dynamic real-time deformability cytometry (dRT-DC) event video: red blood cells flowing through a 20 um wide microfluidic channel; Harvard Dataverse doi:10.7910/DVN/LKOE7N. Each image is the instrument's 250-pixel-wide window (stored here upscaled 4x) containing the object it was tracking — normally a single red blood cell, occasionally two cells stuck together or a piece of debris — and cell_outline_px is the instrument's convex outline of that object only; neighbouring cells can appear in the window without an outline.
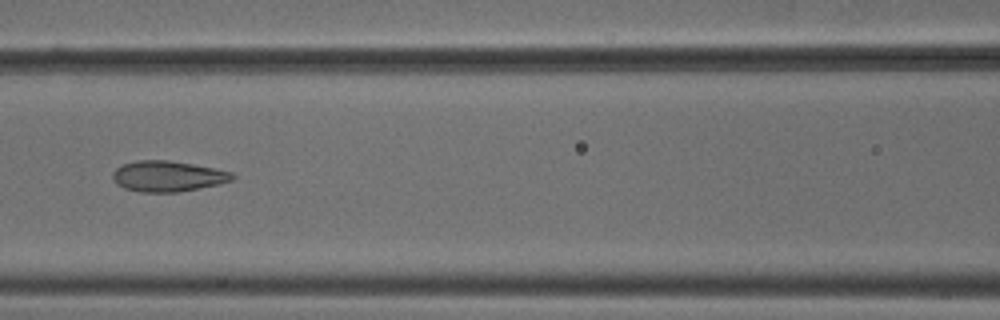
{"species": "common noctule bat (a hibernating species)", "species_latin": "Nyctalus noctula", "temperature_condition": "cold", "stored_images_in_passage": 7, "camera_frame_rate_fps": 3000, "um_per_image_px": 0.085, "animal": {"sex": "male", "body_mass_g": 18.8}, "frame": {"image": 1, "passage_image": 7, "time_ms": 2.0, "image_size_px": [1000, 320], "cell_outline_px": [[236, 176], [232, 180], [216, 184], [180, 192], [140, 192], [124, 188], [116, 184], [112, 176], [112, 172], [116, 168], [124, 164], [136, 160], [168, 160], [192, 164], [232, 172]], "centroid_in_image_um": [14.22, 14.98], "position_along_channel_um": 152.4, "area_um2": 21.27}}